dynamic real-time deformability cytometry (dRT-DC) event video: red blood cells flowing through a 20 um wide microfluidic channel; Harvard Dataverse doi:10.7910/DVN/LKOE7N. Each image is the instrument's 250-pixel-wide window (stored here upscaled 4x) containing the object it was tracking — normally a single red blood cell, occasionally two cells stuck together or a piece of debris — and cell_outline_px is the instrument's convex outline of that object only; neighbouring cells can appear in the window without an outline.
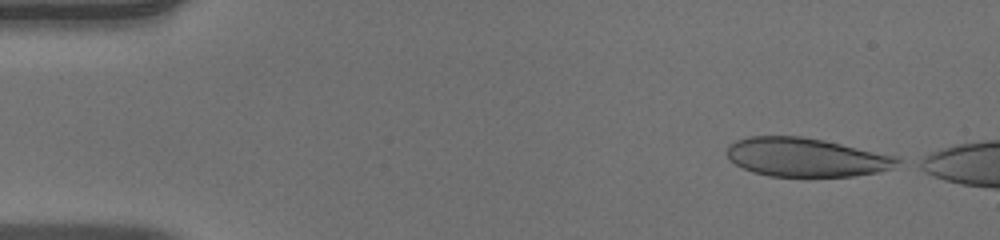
{"species": "human", "species_latin": "Homo sapiens", "temperature_condition": "warm", "stored_images_in_passage": 45, "camera_frame_rate_fps": 3000, "um_per_image_px": 0.085, "donor": {"sex": "male"}, "frame": {"image": 1, "passage_image": 1, "time_ms": 0.0, "image_size_px": [1000, 240], "cell_outline_px": [[900, 160], [892, 168], [880, 172], [852, 176], [768, 176], [752, 172], [728, 160], [728, 144], [736, 140], [748, 136], [800, 136], [824, 140], [900, 156]], "centroid_in_image_um": [68.52, 13.36], "position_along_channel_um": 16.5, "area_um2": 38.67}}
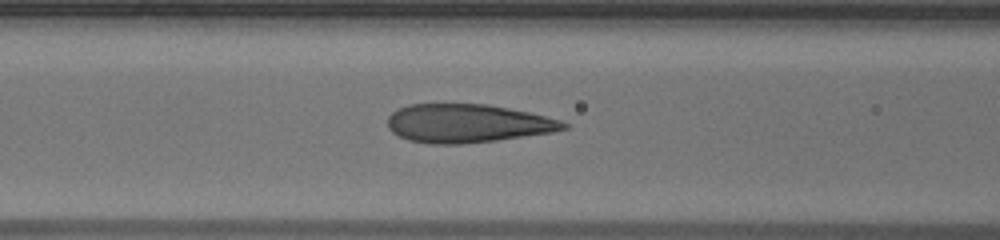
{"frame": {"image": 2, "passage_image": 18, "time_ms": 5.667, "image_size_px": [1000, 240], "cell_outline_px": [[568, 128], [552, 132], [496, 140], [464, 144], [432, 144], [408, 140], [392, 132], [388, 128], [388, 116], [396, 108], [408, 104], [488, 104], [528, 112], [560, 120], [568, 124]], "centroid_in_image_um": [39.69, 10.48], "position_along_channel_um": 126.9, "area_um2": 39.42}}
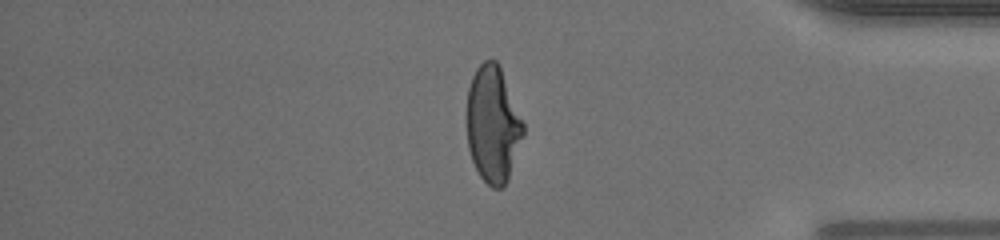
{"frame": {"image": 3, "passage_image": 40, "time_ms": 13.0, "image_size_px": [1000, 240], "cell_outline_px": [[524, 136], [508, 180], [500, 188], [492, 188], [480, 176], [472, 160], [468, 148], [464, 116], [468, 88], [472, 76], [476, 68], [484, 60], [496, 60], [500, 68], [524, 124]], "centroid_in_image_um": [41.85, 10.58], "position_along_channel_um": 393.3, "area_um2": 38.73}}